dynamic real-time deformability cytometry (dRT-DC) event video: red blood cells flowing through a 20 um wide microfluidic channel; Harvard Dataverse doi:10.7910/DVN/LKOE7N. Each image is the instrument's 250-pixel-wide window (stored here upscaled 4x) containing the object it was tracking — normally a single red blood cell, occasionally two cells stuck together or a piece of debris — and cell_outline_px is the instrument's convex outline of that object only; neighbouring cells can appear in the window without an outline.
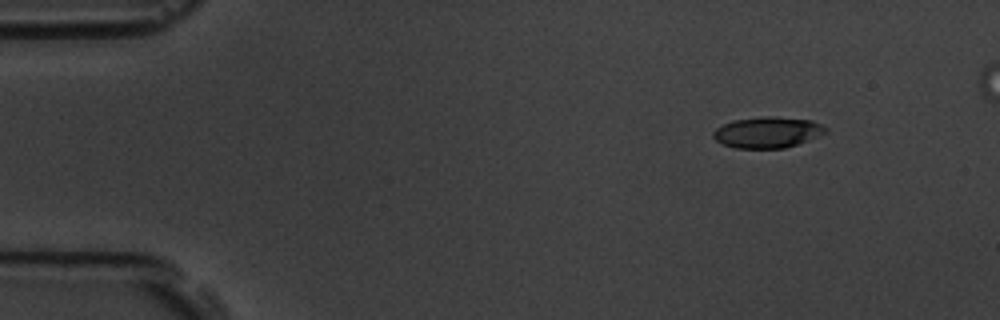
{"species": "common noctule bat (a hibernating species)", "species_latin": "Nyctalus noctula", "temperature_condition": "room temperature", "stored_images_in_passage": 4, "camera_frame_rate_fps": 3000, "um_per_image_px": 0.085, "animal": {"sex": "male", "body_mass_g": 19.5, "forearm_length_mm": 54.6}, "frame": {"image": 1, "passage_image": 1, "time_ms": 0.0, "image_size_px": [1000, 320], "cell_outline_px": [[828, 132], [808, 140], [784, 148], [736, 148], [724, 144], [716, 140], [712, 136], [712, 132], [716, 128], [732, 120], [764, 116], [776, 116], [812, 120], [828, 128]], "centroid_in_image_um": [65.25, 11.23], "position_along_channel_um": 19.8, "area_um2": 20.35}}